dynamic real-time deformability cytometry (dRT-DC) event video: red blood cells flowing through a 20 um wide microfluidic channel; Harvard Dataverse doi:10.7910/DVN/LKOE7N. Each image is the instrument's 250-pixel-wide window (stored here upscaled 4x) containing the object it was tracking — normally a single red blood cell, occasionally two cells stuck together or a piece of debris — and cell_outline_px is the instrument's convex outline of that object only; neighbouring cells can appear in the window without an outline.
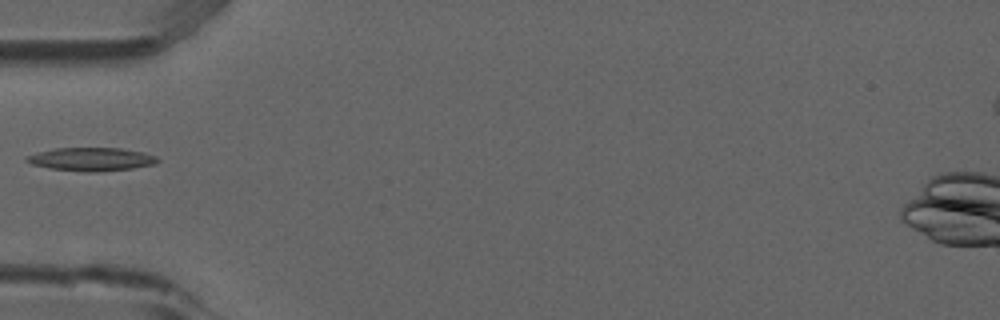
{"species": "common noctule bat (a hibernating species)", "species_latin": "Nyctalus noctula", "temperature_condition": "room temperature", "stored_images_in_passage": 5, "camera_frame_rate_fps": 3000, "um_per_image_px": 0.085, "animal": {"sex": "male", "forearm_length_mm": 52.5}, "frame": {"image": 1, "passage_image": 5, "time_ms": 1.333, "image_size_px": [1000, 320], "cell_outline_px": [[160, 160], [156, 164], [132, 168], [96, 172], [84, 172], [48, 168], [32, 164], [24, 160], [24, 156], [56, 148], [120, 148], [144, 152], [156, 156]], "centroid_in_image_um": [7.77, 13.54], "position_along_channel_um": 77.2, "area_um2": 17.86}}